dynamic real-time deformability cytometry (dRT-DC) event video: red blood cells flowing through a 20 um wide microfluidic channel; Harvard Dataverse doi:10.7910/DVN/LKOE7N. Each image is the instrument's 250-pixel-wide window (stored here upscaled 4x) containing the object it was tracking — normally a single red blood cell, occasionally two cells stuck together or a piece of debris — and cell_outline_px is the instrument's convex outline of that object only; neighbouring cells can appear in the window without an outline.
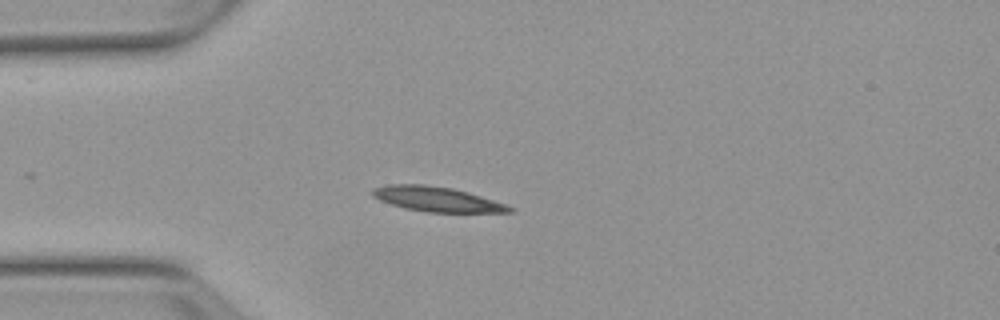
{"species": "Egyptian fruit bat (a non-hibernating species)", "species_latin": "Rousettus aegyptiacus", "temperature_condition": "warm", "stored_images_in_passage": 1, "camera_frame_rate_fps": 3000, "um_per_image_px": 0.085, "animal": {"sex": "female"}, "frame": {"image": 1, "passage_image": 1, "time_ms": 0.0, "image_size_px": [1000, 320], "cell_outline_px": [[516, 208], [512, 212], [428, 212], [404, 208], [380, 200], [372, 196], [372, 188], [388, 184], [424, 184], [452, 188], [468, 192], [508, 204]], "centroid_in_image_um": [37.16, 16.92], "position_along_channel_um": 47.8, "area_um2": 19.88}}